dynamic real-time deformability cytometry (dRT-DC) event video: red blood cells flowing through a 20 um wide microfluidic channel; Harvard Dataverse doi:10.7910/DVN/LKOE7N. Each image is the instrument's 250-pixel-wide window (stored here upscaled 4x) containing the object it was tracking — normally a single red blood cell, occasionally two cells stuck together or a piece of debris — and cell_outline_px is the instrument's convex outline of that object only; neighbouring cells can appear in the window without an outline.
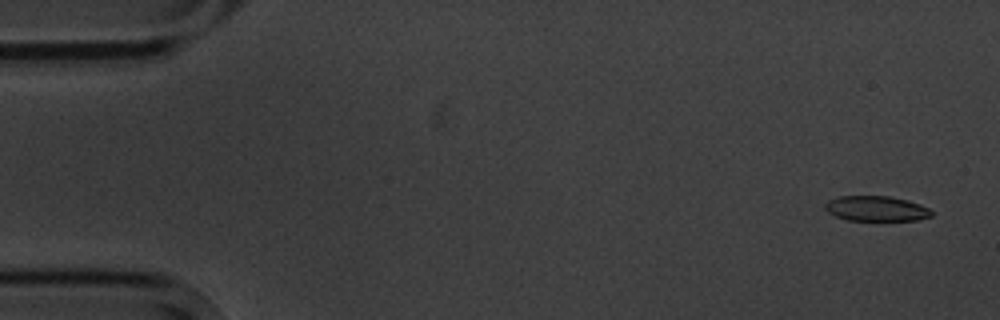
{"species": "common noctule bat (a hibernating species)", "species_latin": "Nyctalus noctula", "temperature_condition": "cold", "stored_images_in_passage": 4, "camera_frame_rate_fps": 3000, "um_per_image_px": 0.085, "animal": {"sex": "male", "body_mass_g": 20.1, "forearm_length_mm": 53.5}, "frame": {"image": 1, "passage_image": 1, "time_ms": 0.0, "image_size_px": [1000, 320], "cell_outline_px": [[932, 216], [916, 220], [848, 220], [836, 216], [828, 212], [824, 208], [824, 204], [828, 200], [840, 196], [888, 196], [908, 200], [920, 204], [928, 208], [932, 212]], "centroid_in_image_um": [74.47, 17.72], "position_along_channel_um": 10.5, "area_um2": 15.55}}
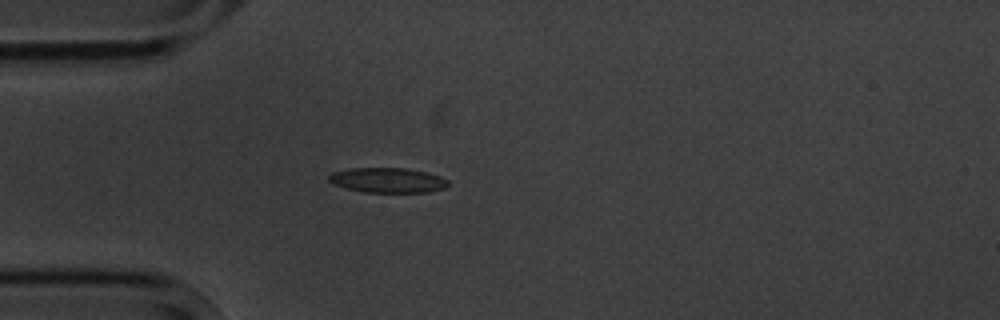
{"frame": {"image": 2, "passage_image": 4, "time_ms": 4.333, "image_size_px": [1000, 320], "cell_outline_px": [[448, 184], [444, 188], [428, 192], [364, 192], [332, 184], [328, 180], [328, 176], [332, 172], [352, 168], [408, 168], [428, 172], [440, 176], [448, 180]], "centroid_in_image_um": [32.95, 15.31], "position_along_channel_um": 52.0, "area_um2": 17.34}}